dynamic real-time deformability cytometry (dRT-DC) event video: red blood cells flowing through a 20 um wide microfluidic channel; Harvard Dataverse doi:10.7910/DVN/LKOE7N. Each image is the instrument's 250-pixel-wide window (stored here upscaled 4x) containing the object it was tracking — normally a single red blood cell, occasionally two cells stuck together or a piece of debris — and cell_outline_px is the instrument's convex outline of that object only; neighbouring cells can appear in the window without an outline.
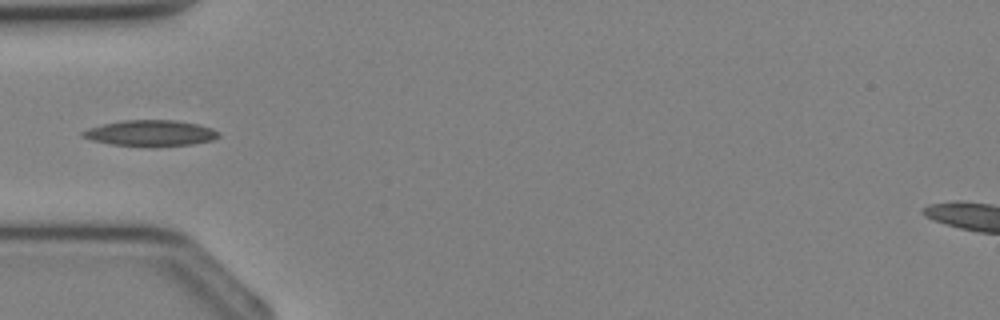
{"species": "Egyptian fruit bat (a non-hibernating species)", "species_latin": "Rousettus aegyptiacus", "temperature_condition": "cold", "stored_images_in_passage": 24, "segment_of_instrument_passage": [2, 2], "camera_frame_rate_fps": 3000, "um_per_image_px": 0.085, "animal": {"sex": "female"}, "frame": {"image": 1, "passage_image": 12, "time_ms": 3.667, "image_size_px": [1000, 320], "cell_outline_px": [[220, 136], [212, 140], [192, 144], [108, 144], [92, 140], [80, 136], [80, 132], [88, 128], [104, 124], [124, 120], [176, 120], [196, 124], [212, 128], [220, 132]], "centroid_in_image_um": [12.78, 11.28], "position_along_channel_um": 72.2, "area_um2": 19.77}}